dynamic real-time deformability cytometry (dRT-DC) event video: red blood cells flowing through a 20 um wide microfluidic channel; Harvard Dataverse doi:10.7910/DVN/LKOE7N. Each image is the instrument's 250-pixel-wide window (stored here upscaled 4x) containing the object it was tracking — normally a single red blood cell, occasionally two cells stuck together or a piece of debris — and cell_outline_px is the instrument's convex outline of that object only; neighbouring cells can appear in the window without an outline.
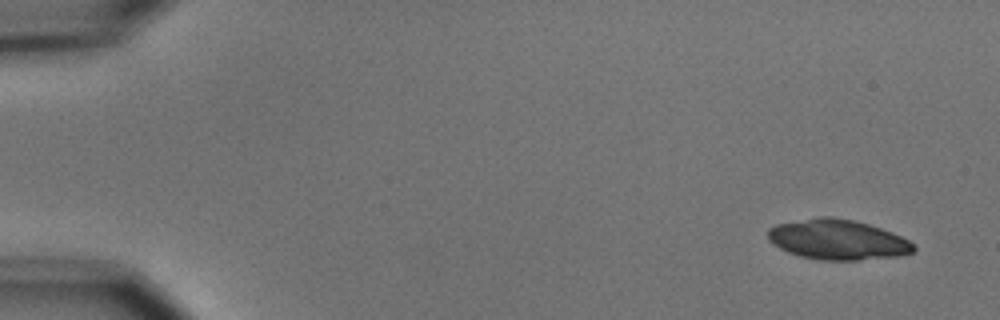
{"species": "common noctule bat (a hibernating species)", "species_latin": "Nyctalus noctula", "temperature_condition": "cold", "stored_images_in_passage": 5, "camera_frame_rate_fps": 3000, "um_per_image_px": 0.085, "animal": {"sex": "male", "body_mass_g": 15.6}, "frame": {"image": 1, "passage_image": 1, "time_ms": 0.0, "image_size_px": [1000, 320], "cell_outline_px": [[916, 248], [912, 252], [904, 256], [860, 260], [820, 260], [800, 256], [788, 252], [780, 248], [768, 240], [768, 228], [776, 224], [820, 216], [832, 216], [856, 220], [892, 232], [916, 244]], "centroid_in_image_um": [71.23, 20.37], "position_along_channel_um": 13.8, "area_um2": 34.39}}